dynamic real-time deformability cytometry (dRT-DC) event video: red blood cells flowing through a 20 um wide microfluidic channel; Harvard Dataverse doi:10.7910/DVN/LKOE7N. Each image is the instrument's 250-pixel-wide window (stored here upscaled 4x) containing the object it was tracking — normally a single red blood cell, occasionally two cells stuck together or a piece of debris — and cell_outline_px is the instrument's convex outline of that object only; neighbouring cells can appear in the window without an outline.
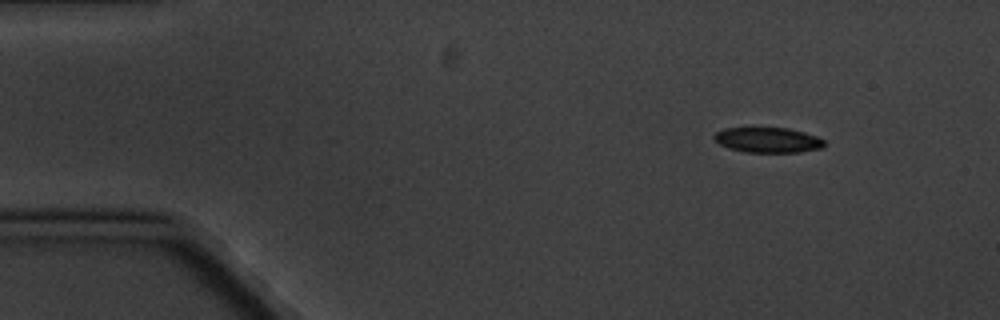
{"species": "common noctule bat (a hibernating species)", "species_latin": "Nyctalus noctula", "temperature_condition": "cold", "stored_images_in_passage": 4, "camera_frame_rate_fps": 3000, "um_per_image_px": 0.085, "animal": {"sex": "male", "body_mass_g": 20.1, "forearm_length_mm": 53.5}, "frame": {"image": 1, "passage_image": 2, "time_ms": 1.333, "image_size_px": [1000, 320], "cell_outline_px": [[824, 148], [800, 152], [744, 152], [728, 148], [720, 144], [712, 136], [716, 132], [724, 128], [788, 128], [804, 132], [816, 136], [824, 140]], "centroid_in_image_um": [65.27, 11.9], "position_along_channel_um": 19.7, "area_um2": 16.18}}
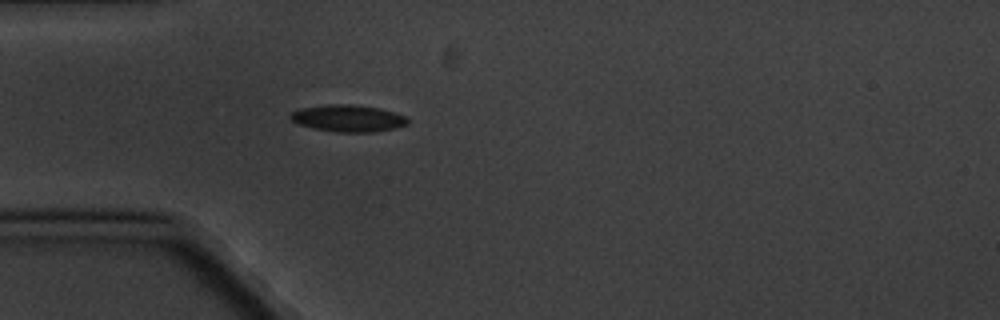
{"frame": {"image": 2, "passage_image": 4, "time_ms": 4.667, "image_size_px": [1000, 320], "cell_outline_px": [[408, 124], [396, 128], [372, 132], [336, 132], [312, 128], [296, 124], [288, 116], [292, 112], [300, 108], [328, 104], [348, 104], [380, 108], [404, 116], [408, 120]], "centroid_in_image_um": [29.54, 10.06], "position_along_channel_um": 55.5, "area_um2": 18.38}}